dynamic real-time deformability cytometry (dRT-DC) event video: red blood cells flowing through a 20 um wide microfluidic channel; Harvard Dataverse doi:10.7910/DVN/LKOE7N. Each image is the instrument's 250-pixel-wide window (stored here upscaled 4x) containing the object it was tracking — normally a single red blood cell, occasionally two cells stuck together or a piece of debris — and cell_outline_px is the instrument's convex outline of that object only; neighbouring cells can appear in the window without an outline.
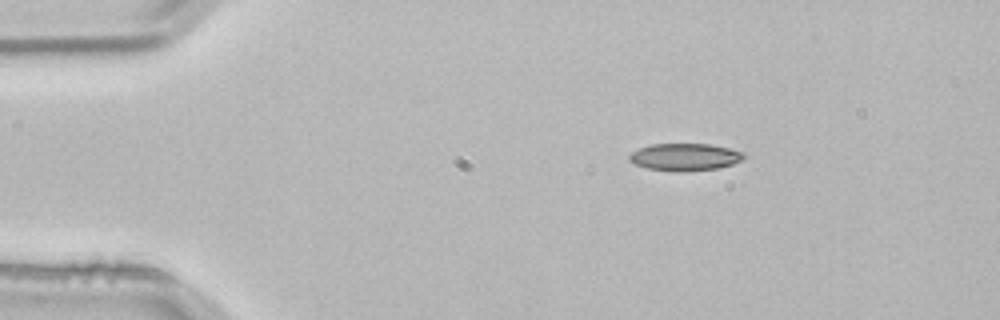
{"species": "common noctule bat (a hibernating species)", "species_latin": "Nyctalus noctula", "temperature_condition": "room temperature", "stored_images_in_passage": 2, "camera_frame_rate_fps": 3000, "um_per_image_px": 0.085, "animal": {"sex": "male", "body_mass_g": 21.5, "forearm_length_mm": 52.0}, "frame": {"image": 1, "passage_image": 1, "time_ms": 0.0, "image_size_px": [1000, 320], "cell_outline_px": [[744, 160], [732, 164], [716, 168], [688, 172], [676, 172], [648, 168], [636, 164], [628, 160], [628, 156], [632, 152], [640, 148], [652, 144], [708, 144], [728, 148], [744, 152]], "centroid_in_image_um": [58.22, 13.35], "position_along_channel_um": 26.8, "area_um2": 18.21}}